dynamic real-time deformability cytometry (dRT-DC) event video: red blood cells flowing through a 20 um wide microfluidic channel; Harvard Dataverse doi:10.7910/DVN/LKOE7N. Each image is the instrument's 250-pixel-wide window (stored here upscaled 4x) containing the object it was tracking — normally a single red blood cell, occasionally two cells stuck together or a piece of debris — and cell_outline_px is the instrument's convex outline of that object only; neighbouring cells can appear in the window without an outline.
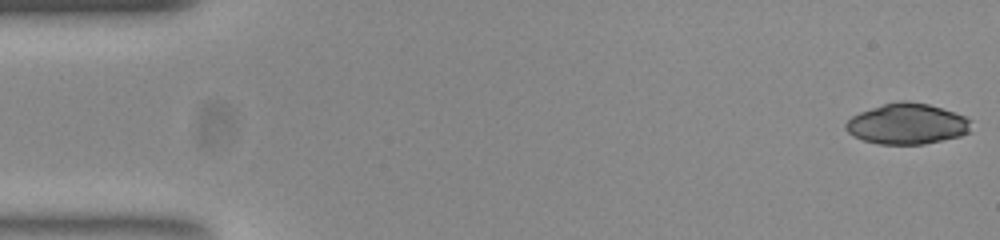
{"species": "common noctule bat (a hibernating species)", "species_latin": "Nyctalus noctula", "temperature_condition": "room temperature", "stored_images_in_passage": 53, "camera_frame_rate_fps": 3000, "um_per_image_px": 0.085, "animal": {"sex": "female", "body_mass_g": 23.0, "forearm_length_mm": 53.4}, "frame": {"image": 1, "passage_image": 1, "time_ms": 0.0, "image_size_px": [1000, 240], "cell_outline_px": [[972, 132], [960, 136], [924, 144], [880, 144], [864, 140], [852, 136], [844, 128], [844, 124], [852, 116], [860, 112], [884, 104], [900, 100], [908, 100], [928, 104], [964, 116], [972, 120]], "centroid_in_image_um": [77.12, 10.53], "position_along_channel_um": 7.9, "area_um2": 29.82}}